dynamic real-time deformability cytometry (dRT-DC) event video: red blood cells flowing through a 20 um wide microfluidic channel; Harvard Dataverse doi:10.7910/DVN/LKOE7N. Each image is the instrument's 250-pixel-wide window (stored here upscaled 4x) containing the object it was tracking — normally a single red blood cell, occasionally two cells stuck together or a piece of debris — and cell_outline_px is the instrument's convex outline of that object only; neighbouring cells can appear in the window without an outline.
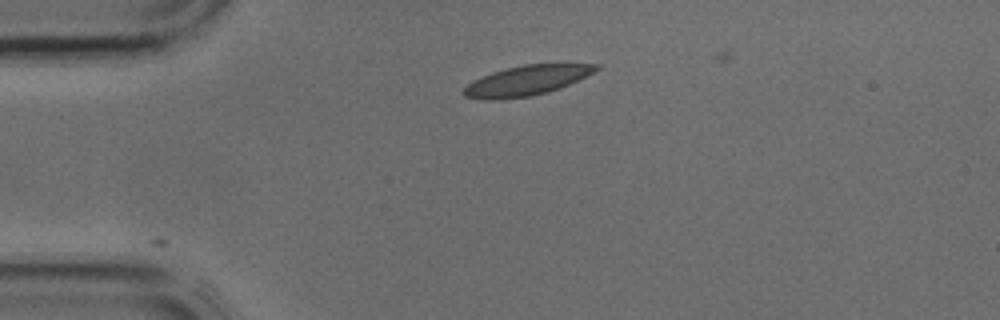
{"species": "common noctule bat (a hibernating species)", "species_latin": "Nyctalus noctula", "temperature_condition": "cold", "stored_images_in_passage": 4, "camera_frame_rate_fps": 3000, "um_per_image_px": 0.085, "animal": {"sex": "male", "body_mass_g": 17.9, "forearm_length_mm": 54.2}, "frame": {"image": 1, "passage_image": 2, "time_ms": 0.333, "image_size_px": [1000, 320], "cell_outline_px": [[600, 68], [560, 88], [548, 92], [528, 96], [500, 100], [484, 100], [464, 96], [460, 92], [472, 80], [492, 72], [504, 68], [524, 64], [600, 64]], "centroid_in_image_um": [44.67, 6.85], "position_along_channel_um": 40.3, "area_um2": 23.0}}
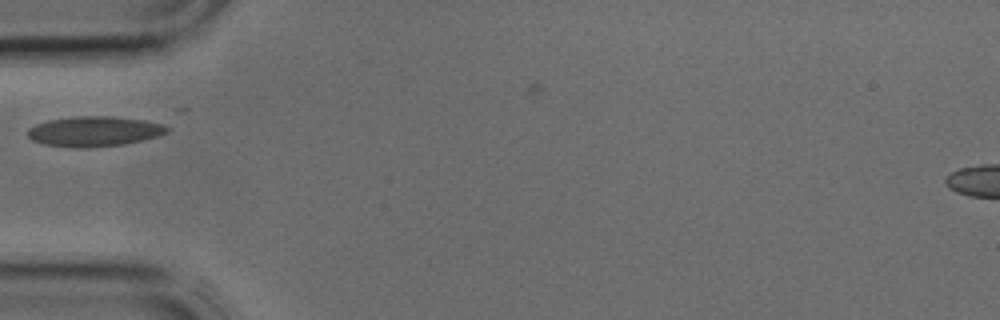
{"frame": {"image": 2, "passage_image": 3, "time_ms": 0.667, "image_size_px": [1000, 320], "cell_outline_px": [[188, 108], [172, 128], [168, 132], [156, 136], [124, 144], [88, 148], [84, 148], [44, 144], [32, 140], [28, 136], [28, 128], [36, 124], [48, 120], [76, 116], [176, 108]], "centroid_in_image_um": [8.96, 10.9], "position_along_channel_um": 76.0, "area_um2": 30.11}}